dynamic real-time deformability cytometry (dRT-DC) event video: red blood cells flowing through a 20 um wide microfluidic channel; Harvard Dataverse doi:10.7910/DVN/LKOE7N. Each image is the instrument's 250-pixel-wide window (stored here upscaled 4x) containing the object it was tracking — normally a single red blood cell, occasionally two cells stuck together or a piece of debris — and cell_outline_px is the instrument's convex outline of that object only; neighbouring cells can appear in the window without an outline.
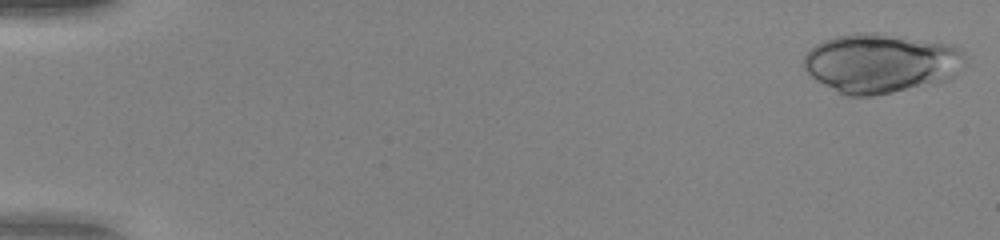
{"species": "human", "species_latin": "Homo sapiens", "temperature_condition": "warm", "stored_images_in_passage": 50, "camera_frame_rate_fps": 3000, "um_per_image_px": 0.085, "donor": {"sex": "female"}, "frame": {"image": 1, "passage_image": 1, "time_ms": 0.0, "image_size_px": [1000, 240], "cell_outline_px": [[964, 60], [960, 72], [956, 76], [948, 80], [892, 92], [872, 96], [844, 96], [836, 92], [816, 80], [804, 68], [804, 56], [816, 44], [832, 36], [856, 32], [872, 32], [904, 36], [952, 44], [960, 48], [964, 52]], "centroid_in_image_um": [74.89, 5.36], "position_along_channel_um": 10.1, "area_um2": 56.24}}
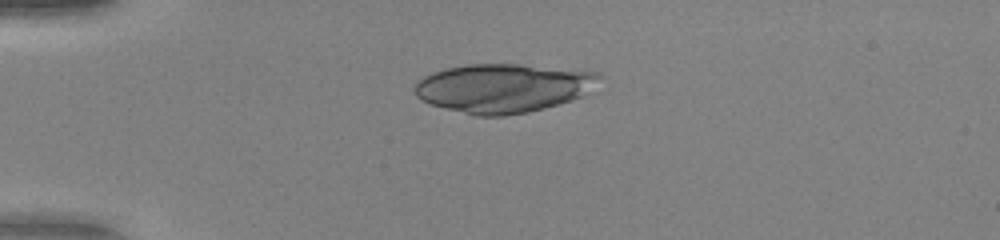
{"frame": {"image": 2, "passage_image": 13, "time_ms": 4.0, "image_size_px": [1000, 240], "cell_outline_px": [[604, 76], [584, 96], [572, 100], [544, 108], [528, 112], [504, 116], [476, 116], [432, 104], [420, 100], [416, 96], [412, 88], [424, 76], [448, 68], [468, 64], [520, 64], [596, 72]], "centroid_in_image_um": [42.79, 7.49], "position_along_channel_um": 42.2, "area_um2": 52.42}}